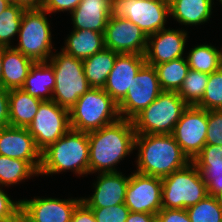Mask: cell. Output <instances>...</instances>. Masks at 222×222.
<instances>
[{
  "instance_id": "cell-45",
  "label": "cell",
  "mask_w": 222,
  "mask_h": 222,
  "mask_svg": "<svg viewBox=\"0 0 222 222\" xmlns=\"http://www.w3.org/2000/svg\"><path fill=\"white\" fill-rule=\"evenodd\" d=\"M3 47H0V87H2Z\"/></svg>"
},
{
  "instance_id": "cell-26",
  "label": "cell",
  "mask_w": 222,
  "mask_h": 222,
  "mask_svg": "<svg viewBox=\"0 0 222 222\" xmlns=\"http://www.w3.org/2000/svg\"><path fill=\"white\" fill-rule=\"evenodd\" d=\"M55 82L53 67L48 62H35L21 89L43 101H51Z\"/></svg>"
},
{
  "instance_id": "cell-24",
  "label": "cell",
  "mask_w": 222,
  "mask_h": 222,
  "mask_svg": "<svg viewBox=\"0 0 222 222\" xmlns=\"http://www.w3.org/2000/svg\"><path fill=\"white\" fill-rule=\"evenodd\" d=\"M42 102L21 88L9 90L10 126L28 128Z\"/></svg>"
},
{
  "instance_id": "cell-35",
  "label": "cell",
  "mask_w": 222,
  "mask_h": 222,
  "mask_svg": "<svg viewBox=\"0 0 222 222\" xmlns=\"http://www.w3.org/2000/svg\"><path fill=\"white\" fill-rule=\"evenodd\" d=\"M95 216L96 222H126L130 210L121 203L111 207L90 208Z\"/></svg>"
},
{
  "instance_id": "cell-23",
  "label": "cell",
  "mask_w": 222,
  "mask_h": 222,
  "mask_svg": "<svg viewBox=\"0 0 222 222\" xmlns=\"http://www.w3.org/2000/svg\"><path fill=\"white\" fill-rule=\"evenodd\" d=\"M214 0H172L169 3L170 15L182 25L206 23L212 14Z\"/></svg>"
},
{
  "instance_id": "cell-15",
  "label": "cell",
  "mask_w": 222,
  "mask_h": 222,
  "mask_svg": "<svg viewBox=\"0 0 222 222\" xmlns=\"http://www.w3.org/2000/svg\"><path fill=\"white\" fill-rule=\"evenodd\" d=\"M27 222H71L72 214L82 198H35L20 200Z\"/></svg>"
},
{
  "instance_id": "cell-32",
  "label": "cell",
  "mask_w": 222,
  "mask_h": 222,
  "mask_svg": "<svg viewBox=\"0 0 222 222\" xmlns=\"http://www.w3.org/2000/svg\"><path fill=\"white\" fill-rule=\"evenodd\" d=\"M24 11L23 7L10 4L0 14V47H11V39L19 33Z\"/></svg>"
},
{
  "instance_id": "cell-21",
  "label": "cell",
  "mask_w": 222,
  "mask_h": 222,
  "mask_svg": "<svg viewBox=\"0 0 222 222\" xmlns=\"http://www.w3.org/2000/svg\"><path fill=\"white\" fill-rule=\"evenodd\" d=\"M201 172L209 196L222 191V145H205L192 161Z\"/></svg>"
},
{
  "instance_id": "cell-11",
  "label": "cell",
  "mask_w": 222,
  "mask_h": 222,
  "mask_svg": "<svg viewBox=\"0 0 222 222\" xmlns=\"http://www.w3.org/2000/svg\"><path fill=\"white\" fill-rule=\"evenodd\" d=\"M27 129L42 152L71 129L69 110L52 100L43 101Z\"/></svg>"
},
{
  "instance_id": "cell-27",
  "label": "cell",
  "mask_w": 222,
  "mask_h": 222,
  "mask_svg": "<svg viewBox=\"0 0 222 222\" xmlns=\"http://www.w3.org/2000/svg\"><path fill=\"white\" fill-rule=\"evenodd\" d=\"M119 54L104 48L83 60L87 82L91 88H103Z\"/></svg>"
},
{
  "instance_id": "cell-7",
  "label": "cell",
  "mask_w": 222,
  "mask_h": 222,
  "mask_svg": "<svg viewBox=\"0 0 222 222\" xmlns=\"http://www.w3.org/2000/svg\"><path fill=\"white\" fill-rule=\"evenodd\" d=\"M188 104L177 92L163 91L133 120L136 134H172Z\"/></svg>"
},
{
  "instance_id": "cell-30",
  "label": "cell",
  "mask_w": 222,
  "mask_h": 222,
  "mask_svg": "<svg viewBox=\"0 0 222 222\" xmlns=\"http://www.w3.org/2000/svg\"><path fill=\"white\" fill-rule=\"evenodd\" d=\"M32 175L39 174L27 161L0 155L1 187L19 184L22 180L33 177Z\"/></svg>"
},
{
  "instance_id": "cell-28",
  "label": "cell",
  "mask_w": 222,
  "mask_h": 222,
  "mask_svg": "<svg viewBox=\"0 0 222 222\" xmlns=\"http://www.w3.org/2000/svg\"><path fill=\"white\" fill-rule=\"evenodd\" d=\"M185 58L189 69L211 74L222 66V48L218 50L205 43L191 48Z\"/></svg>"
},
{
  "instance_id": "cell-43",
  "label": "cell",
  "mask_w": 222,
  "mask_h": 222,
  "mask_svg": "<svg viewBox=\"0 0 222 222\" xmlns=\"http://www.w3.org/2000/svg\"><path fill=\"white\" fill-rule=\"evenodd\" d=\"M44 0H9L11 4H15L23 7L25 10L28 9H39L42 7Z\"/></svg>"
},
{
  "instance_id": "cell-6",
  "label": "cell",
  "mask_w": 222,
  "mask_h": 222,
  "mask_svg": "<svg viewBox=\"0 0 222 222\" xmlns=\"http://www.w3.org/2000/svg\"><path fill=\"white\" fill-rule=\"evenodd\" d=\"M47 62L53 67L56 80L52 101L69 110L79 97L91 89L85 76L83 60L61 51L53 53Z\"/></svg>"
},
{
  "instance_id": "cell-44",
  "label": "cell",
  "mask_w": 222,
  "mask_h": 222,
  "mask_svg": "<svg viewBox=\"0 0 222 222\" xmlns=\"http://www.w3.org/2000/svg\"><path fill=\"white\" fill-rule=\"evenodd\" d=\"M0 222H27L25 215L22 211V209L20 208L14 215H12L11 217H7L4 219H0Z\"/></svg>"
},
{
  "instance_id": "cell-36",
  "label": "cell",
  "mask_w": 222,
  "mask_h": 222,
  "mask_svg": "<svg viewBox=\"0 0 222 222\" xmlns=\"http://www.w3.org/2000/svg\"><path fill=\"white\" fill-rule=\"evenodd\" d=\"M206 145H222V110H208Z\"/></svg>"
},
{
  "instance_id": "cell-14",
  "label": "cell",
  "mask_w": 222,
  "mask_h": 222,
  "mask_svg": "<svg viewBox=\"0 0 222 222\" xmlns=\"http://www.w3.org/2000/svg\"><path fill=\"white\" fill-rule=\"evenodd\" d=\"M105 48L118 54L144 55L148 36L134 23L110 16L104 32Z\"/></svg>"
},
{
  "instance_id": "cell-5",
  "label": "cell",
  "mask_w": 222,
  "mask_h": 222,
  "mask_svg": "<svg viewBox=\"0 0 222 222\" xmlns=\"http://www.w3.org/2000/svg\"><path fill=\"white\" fill-rule=\"evenodd\" d=\"M207 196V185L192 161L162 178V209H187Z\"/></svg>"
},
{
  "instance_id": "cell-34",
  "label": "cell",
  "mask_w": 222,
  "mask_h": 222,
  "mask_svg": "<svg viewBox=\"0 0 222 222\" xmlns=\"http://www.w3.org/2000/svg\"><path fill=\"white\" fill-rule=\"evenodd\" d=\"M196 106L205 110H222V66L209 75L203 98Z\"/></svg>"
},
{
  "instance_id": "cell-29",
  "label": "cell",
  "mask_w": 222,
  "mask_h": 222,
  "mask_svg": "<svg viewBox=\"0 0 222 222\" xmlns=\"http://www.w3.org/2000/svg\"><path fill=\"white\" fill-rule=\"evenodd\" d=\"M184 58H177L154 66L163 91L178 92L182 86L189 71V65Z\"/></svg>"
},
{
  "instance_id": "cell-47",
  "label": "cell",
  "mask_w": 222,
  "mask_h": 222,
  "mask_svg": "<svg viewBox=\"0 0 222 222\" xmlns=\"http://www.w3.org/2000/svg\"><path fill=\"white\" fill-rule=\"evenodd\" d=\"M214 197L216 198L217 203H218V204L220 205V207L222 208V191L219 192L218 194H216Z\"/></svg>"
},
{
  "instance_id": "cell-13",
  "label": "cell",
  "mask_w": 222,
  "mask_h": 222,
  "mask_svg": "<svg viewBox=\"0 0 222 222\" xmlns=\"http://www.w3.org/2000/svg\"><path fill=\"white\" fill-rule=\"evenodd\" d=\"M124 203L130 212L156 215L162 209V178L133 172Z\"/></svg>"
},
{
  "instance_id": "cell-9",
  "label": "cell",
  "mask_w": 222,
  "mask_h": 222,
  "mask_svg": "<svg viewBox=\"0 0 222 222\" xmlns=\"http://www.w3.org/2000/svg\"><path fill=\"white\" fill-rule=\"evenodd\" d=\"M113 15L136 24L147 36L165 28L170 16L164 0H113Z\"/></svg>"
},
{
  "instance_id": "cell-8",
  "label": "cell",
  "mask_w": 222,
  "mask_h": 222,
  "mask_svg": "<svg viewBox=\"0 0 222 222\" xmlns=\"http://www.w3.org/2000/svg\"><path fill=\"white\" fill-rule=\"evenodd\" d=\"M42 8L23 12L20 23L18 46L14 48L34 62H47L53 55L50 23Z\"/></svg>"
},
{
  "instance_id": "cell-20",
  "label": "cell",
  "mask_w": 222,
  "mask_h": 222,
  "mask_svg": "<svg viewBox=\"0 0 222 222\" xmlns=\"http://www.w3.org/2000/svg\"><path fill=\"white\" fill-rule=\"evenodd\" d=\"M70 14L74 29L104 33L113 14V0H81Z\"/></svg>"
},
{
  "instance_id": "cell-46",
  "label": "cell",
  "mask_w": 222,
  "mask_h": 222,
  "mask_svg": "<svg viewBox=\"0 0 222 222\" xmlns=\"http://www.w3.org/2000/svg\"><path fill=\"white\" fill-rule=\"evenodd\" d=\"M9 0H0V14L10 5Z\"/></svg>"
},
{
  "instance_id": "cell-10",
  "label": "cell",
  "mask_w": 222,
  "mask_h": 222,
  "mask_svg": "<svg viewBox=\"0 0 222 222\" xmlns=\"http://www.w3.org/2000/svg\"><path fill=\"white\" fill-rule=\"evenodd\" d=\"M162 92L155 67L145 63L133 78L126 96L118 103L120 118L132 121Z\"/></svg>"
},
{
  "instance_id": "cell-42",
  "label": "cell",
  "mask_w": 222,
  "mask_h": 222,
  "mask_svg": "<svg viewBox=\"0 0 222 222\" xmlns=\"http://www.w3.org/2000/svg\"><path fill=\"white\" fill-rule=\"evenodd\" d=\"M126 222H156V215L150 213L130 212Z\"/></svg>"
},
{
  "instance_id": "cell-4",
  "label": "cell",
  "mask_w": 222,
  "mask_h": 222,
  "mask_svg": "<svg viewBox=\"0 0 222 222\" xmlns=\"http://www.w3.org/2000/svg\"><path fill=\"white\" fill-rule=\"evenodd\" d=\"M71 129L90 132L120 119L118 103L103 88H91L69 109Z\"/></svg>"
},
{
  "instance_id": "cell-12",
  "label": "cell",
  "mask_w": 222,
  "mask_h": 222,
  "mask_svg": "<svg viewBox=\"0 0 222 222\" xmlns=\"http://www.w3.org/2000/svg\"><path fill=\"white\" fill-rule=\"evenodd\" d=\"M208 110L188 105L176 123L172 136L182 152L193 161L206 145Z\"/></svg>"
},
{
  "instance_id": "cell-25",
  "label": "cell",
  "mask_w": 222,
  "mask_h": 222,
  "mask_svg": "<svg viewBox=\"0 0 222 222\" xmlns=\"http://www.w3.org/2000/svg\"><path fill=\"white\" fill-rule=\"evenodd\" d=\"M62 51L84 60L105 48L104 33L74 29L65 40Z\"/></svg>"
},
{
  "instance_id": "cell-18",
  "label": "cell",
  "mask_w": 222,
  "mask_h": 222,
  "mask_svg": "<svg viewBox=\"0 0 222 222\" xmlns=\"http://www.w3.org/2000/svg\"><path fill=\"white\" fill-rule=\"evenodd\" d=\"M145 63L144 55L119 54L103 90L119 103L126 96L133 78Z\"/></svg>"
},
{
  "instance_id": "cell-39",
  "label": "cell",
  "mask_w": 222,
  "mask_h": 222,
  "mask_svg": "<svg viewBox=\"0 0 222 222\" xmlns=\"http://www.w3.org/2000/svg\"><path fill=\"white\" fill-rule=\"evenodd\" d=\"M21 208V201H13L0 187V219L11 217Z\"/></svg>"
},
{
  "instance_id": "cell-22",
  "label": "cell",
  "mask_w": 222,
  "mask_h": 222,
  "mask_svg": "<svg viewBox=\"0 0 222 222\" xmlns=\"http://www.w3.org/2000/svg\"><path fill=\"white\" fill-rule=\"evenodd\" d=\"M34 63L13 45L3 47L2 87L8 90L20 89Z\"/></svg>"
},
{
  "instance_id": "cell-17",
  "label": "cell",
  "mask_w": 222,
  "mask_h": 222,
  "mask_svg": "<svg viewBox=\"0 0 222 222\" xmlns=\"http://www.w3.org/2000/svg\"><path fill=\"white\" fill-rule=\"evenodd\" d=\"M0 155L27 161L37 172L41 165V151L27 128L0 129Z\"/></svg>"
},
{
  "instance_id": "cell-38",
  "label": "cell",
  "mask_w": 222,
  "mask_h": 222,
  "mask_svg": "<svg viewBox=\"0 0 222 222\" xmlns=\"http://www.w3.org/2000/svg\"><path fill=\"white\" fill-rule=\"evenodd\" d=\"M81 0H44L42 9L48 13H55L57 11H69L71 13Z\"/></svg>"
},
{
  "instance_id": "cell-2",
  "label": "cell",
  "mask_w": 222,
  "mask_h": 222,
  "mask_svg": "<svg viewBox=\"0 0 222 222\" xmlns=\"http://www.w3.org/2000/svg\"><path fill=\"white\" fill-rule=\"evenodd\" d=\"M136 147V172L145 175L164 178L191 162L171 134H136Z\"/></svg>"
},
{
  "instance_id": "cell-16",
  "label": "cell",
  "mask_w": 222,
  "mask_h": 222,
  "mask_svg": "<svg viewBox=\"0 0 222 222\" xmlns=\"http://www.w3.org/2000/svg\"><path fill=\"white\" fill-rule=\"evenodd\" d=\"M184 29H162L148 36L144 54L147 64L155 66L177 58H183L185 43L188 38Z\"/></svg>"
},
{
  "instance_id": "cell-1",
  "label": "cell",
  "mask_w": 222,
  "mask_h": 222,
  "mask_svg": "<svg viewBox=\"0 0 222 222\" xmlns=\"http://www.w3.org/2000/svg\"><path fill=\"white\" fill-rule=\"evenodd\" d=\"M87 134L90 150L89 174L117 172L115 165L134 150L136 132L131 120L120 118Z\"/></svg>"
},
{
  "instance_id": "cell-33",
  "label": "cell",
  "mask_w": 222,
  "mask_h": 222,
  "mask_svg": "<svg viewBox=\"0 0 222 222\" xmlns=\"http://www.w3.org/2000/svg\"><path fill=\"white\" fill-rule=\"evenodd\" d=\"M191 222H222V208L214 196H207L186 209Z\"/></svg>"
},
{
  "instance_id": "cell-3",
  "label": "cell",
  "mask_w": 222,
  "mask_h": 222,
  "mask_svg": "<svg viewBox=\"0 0 222 222\" xmlns=\"http://www.w3.org/2000/svg\"><path fill=\"white\" fill-rule=\"evenodd\" d=\"M89 139L87 132L70 129L41 152L39 175L58 174L72 170L74 174H89Z\"/></svg>"
},
{
  "instance_id": "cell-41",
  "label": "cell",
  "mask_w": 222,
  "mask_h": 222,
  "mask_svg": "<svg viewBox=\"0 0 222 222\" xmlns=\"http://www.w3.org/2000/svg\"><path fill=\"white\" fill-rule=\"evenodd\" d=\"M71 222H96L93 211L81 201L73 211Z\"/></svg>"
},
{
  "instance_id": "cell-19",
  "label": "cell",
  "mask_w": 222,
  "mask_h": 222,
  "mask_svg": "<svg viewBox=\"0 0 222 222\" xmlns=\"http://www.w3.org/2000/svg\"><path fill=\"white\" fill-rule=\"evenodd\" d=\"M129 176L122 172L100 173L97 181L94 182V193L89 198H82V201L89 208L111 207L124 203Z\"/></svg>"
},
{
  "instance_id": "cell-40",
  "label": "cell",
  "mask_w": 222,
  "mask_h": 222,
  "mask_svg": "<svg viewBox=\"0 0 222 222\" xmlns=\"http://www.w3.org/2000/svg\"><path fill=\"white\" fill-rule=\"evenodd\" d=\"M9 90L0 87V129L10 126Z\"/></svg>"
},
{
  "instance_id": "cell-37",
  "label": "cell",
  "mask_w": 222,
  "mask_h": 222,
  "mask_svg": "<svg viewBox=\"0 0 222 222\" xmlns=\"http://www.w3.org/2000/svg\"><path fill=\"white\" fill-rule=\"evenodd\" d=\"M156 222H191L186 209H161L156 214Z\"/></svg>"
},
{
  "instance_id": "cell-31",
  "label": "cell",
  "mask_w": 222,
  "mask_h": 222,
  "mask_svg": "<svg viewBox=\"0 0 222 222\" xmlns=\"http://www.w3.org/2000/svg\"><path fill=\"white\" fill-rule=\"evenodd\" d=\"M209 75L208 73L189 69L187 76L183 80L182 86L177 92L178 95L188 105H197L203 98Z\"/></svg>"
}]
</instances>
